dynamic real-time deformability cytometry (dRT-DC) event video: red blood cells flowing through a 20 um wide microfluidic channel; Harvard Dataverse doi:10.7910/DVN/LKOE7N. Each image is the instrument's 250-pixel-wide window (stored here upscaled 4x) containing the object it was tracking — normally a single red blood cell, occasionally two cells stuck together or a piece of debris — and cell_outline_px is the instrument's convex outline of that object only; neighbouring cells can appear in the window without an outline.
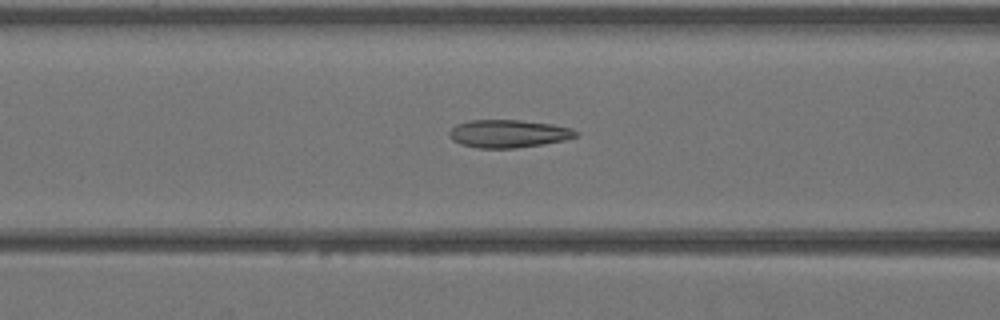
{"species": "Egyptian fruit bat (a non-hibernating species)", "species_latin": "Rousettus aegyptiacus", "temperature_condition": "warm", "stored_images_in_passage": 42, "camera_frame_rate_fps": 3000, "um_per_image_px": 0.085, "animal": {"sex": "female"}, "frame": {"image": 1, "passage_image": 17, "time_ms": 5.333, "image_size_px": [1000, 320], "cell_outline_px": [[580, 136], [564, 140], [544, 144], [516, 148], [476, 148], [460, 144], [452, 140], [448, 136], [448, 132], [456, 124], [468, 120], [520, 120], [552, 124], [572, 128], [580, 132]], "centroid_in_image_um": [43.22, 11.36], "position_along_channel_um": 123.4, "area_um2": 20.87}}
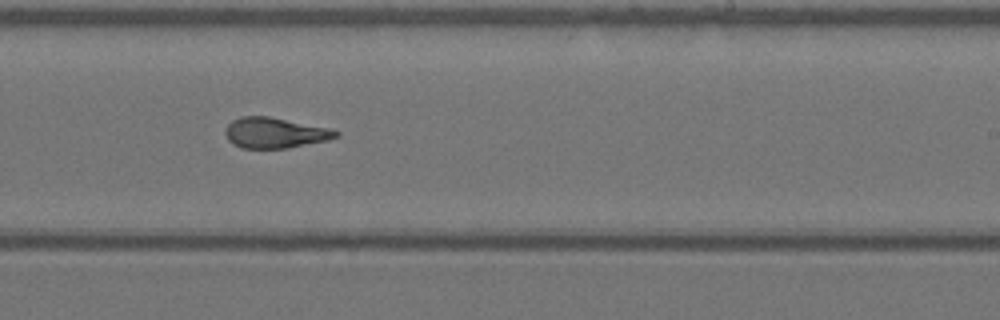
{"frame": {"image": 2, "passage_image": 26, "time_ms": 8.333, "image_size_px": [1000, 320], "cell_outline_px": [[340, 136], [328, 140], [288, 148], [240, 148], [232, 144], [228, 140], [224, 132], [228, 124], [232, 120], [240, 116], [268, 116], [328, 128], [340, 132]], "centroid_in_image_um": [23.34, 11.29], "position_along_channel_um": 265.7, "area_um2": 19.71}}
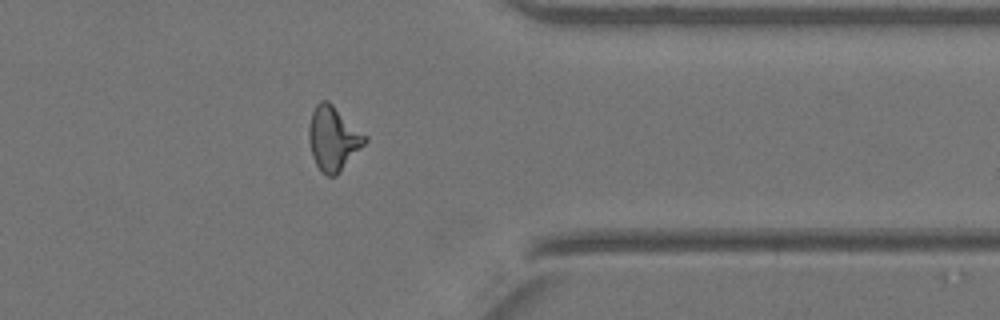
{"frame": {"image": 3, "passage_image": 34, "time_ms": 11.0, "image_size_px": [1000, 320], "cell_outline_px": [[368, 140], [340, 172], [336, 176], [328, 176], [320, 172], [312, 156], [308, 140], [308, 128], [312, 112], [316, 104], [320, 100], [328, 100], [368, 136]], "centroid_in_image_um": [28.32, 11.77], "position_along_channel_um": 383.1, "area_um2": 21.15}}